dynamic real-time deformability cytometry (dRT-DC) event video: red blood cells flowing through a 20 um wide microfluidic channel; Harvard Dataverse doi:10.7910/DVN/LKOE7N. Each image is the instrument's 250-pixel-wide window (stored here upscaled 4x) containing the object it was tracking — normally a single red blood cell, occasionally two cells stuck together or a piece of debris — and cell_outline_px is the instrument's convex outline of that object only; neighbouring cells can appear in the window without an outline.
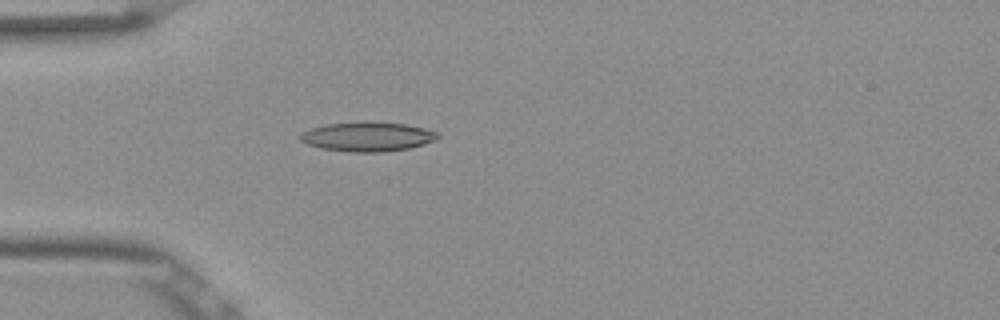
{"species": "Egyptian fruit bat (a non-hibernating species)", "species_latin": "Rousettus aegyptiacus", "temperature_condition": "room temperature", "stored_images_in_passage": 53, "camera_frame_rate_fps": 3000, "um_per_image_px": 0.085, "frame": {"image": 1, "passage_image": 16, "time_ms": 5.0, "image_size_px": [1000, 320], "cell_outline_px": [[440, 136], [436, 140], [424, 144], [408, 148], [384, 152], [348, 152], [320, 148], [308, 144], [300, 140], [300, 132], [324, 124], [364, 120], [404, 124], [424, 128], [436, 132]], "centroid_in_image_um": [31.21, 11.6], "position_along_channel_um": 53.8, "area_um2": 23.87}}
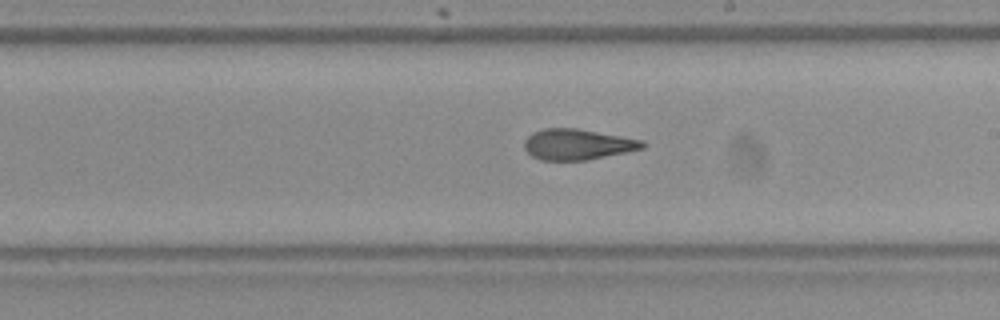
{"frame": {"image": 2, "passage_image": 31, "time_ms": 10.0, "image_size_px": [1000, 320], "cell_outline_px": [[644, 148], [628, 152], [588, 160], [540, 160], [532, 156], [524, 148], [524, 140], [532, 132], [544, 128], [576, 128], [644, 140]], "centroid_in_image_um": [49.08, 12.27], "position_along_channel_um": 239.9, "area_um2": 21.27}}
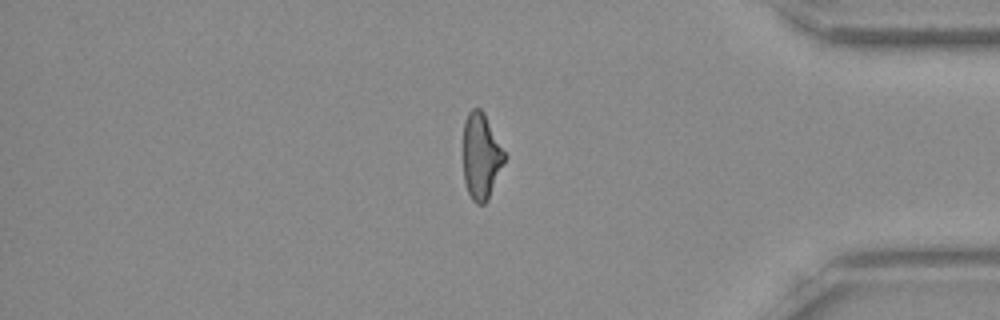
{"frame": {"image": 3, "passage_image": 45, "time_ms": 14.667, "image_size_px": [1000, 320], "cell_outline_px": [[508, 156], [488, 200], [484, 204], [476, 204], [472, 200], [468, 192], [464, 180], [464, 120], [468, 112], [472, 108], [480, 108], [484, 112]], "centroid_in_image_um": [40.93, 13.28], "position_along_channel_um": 394.3, "area_um2": 21.04}, "authors_computed_cell_mechanics": {"area_um2": 21.7328, "velocity_mm_per_s": 3.8787, "shape_relaxation_time_tau1_ms": 6.7958, "shape_relaxation_time_tau2_ms": 2.33, "deformation_change_tau1": 0.2054, "deformation_change_tau2": 0.1031}}